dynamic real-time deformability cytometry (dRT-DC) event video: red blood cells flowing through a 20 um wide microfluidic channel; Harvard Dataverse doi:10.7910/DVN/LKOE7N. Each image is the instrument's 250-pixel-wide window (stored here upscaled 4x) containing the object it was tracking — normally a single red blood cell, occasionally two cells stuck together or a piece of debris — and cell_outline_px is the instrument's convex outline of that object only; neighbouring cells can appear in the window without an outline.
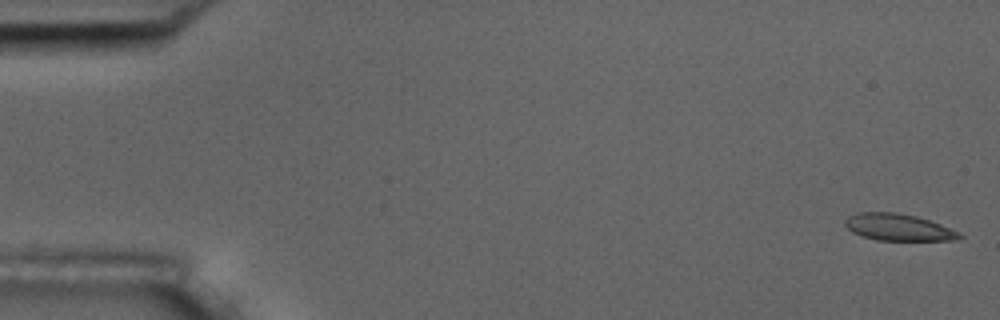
{"species": "common noctule bat (a hibernating species)", "species_latin": "Nyctalus noctula", "temperature_condition": "room temperature", "stored_images_in_passage": 5, "camera_frame_rate_fps": 3000, "um_per_image_px": 0.085, "animal": {"sex": "male", "body_mass_g": 17.5, "forearm_length_mm": 52.3}, "frame": {"image": 1, "passage_image": 1, "time_ms": 0.0, "image_size_px": [1000, 320], "cell_outline_px": [[964, 236], [956, 240], [876, 240], [860, 236], [852, 232], [844, 224], [844, 220], [848, 216], [856, 212], [896, 212], [916, 216], [940, 224], [960, 232]], "centroid_in_image_um": [76.33, 19.32], "position_along_channel_um": 8.7, "area_um2": 17.98}}